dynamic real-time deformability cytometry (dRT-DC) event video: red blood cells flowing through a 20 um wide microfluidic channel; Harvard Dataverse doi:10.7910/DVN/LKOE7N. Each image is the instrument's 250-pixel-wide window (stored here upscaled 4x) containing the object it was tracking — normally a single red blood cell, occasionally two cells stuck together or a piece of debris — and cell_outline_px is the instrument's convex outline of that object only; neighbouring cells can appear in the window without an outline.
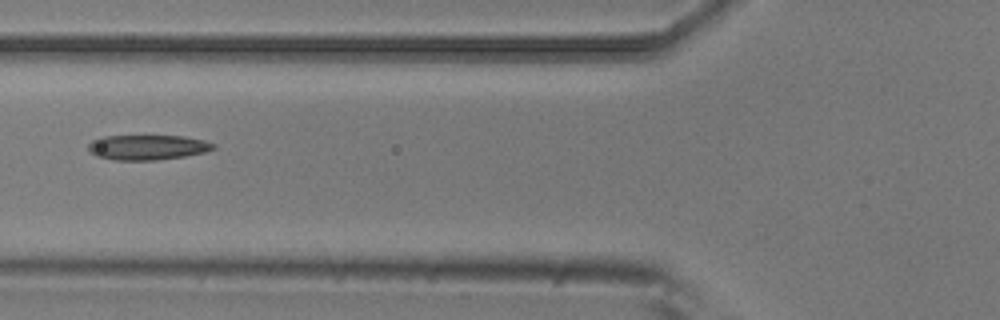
{"species": "common noctule bat (a hibernating species)", "species_latin": "Nyctalus noctula", "temperature_condition": "room temperature", "stored_images_in_passage": 6, "camera_frame_rate_fps": 3000, "um_per_image_px": 0.085, "animal": {"sex": "male", "body_mass_g": 20.5, "forearm_length_mm": 52.5}, "frame": {"image": 1, "passage_image": 6, "time_ms": 1.667, "image_size_px": [1000, 320], "cell_outline_px": [[216, 148], [204, 152], [184, 156], [156, 160], [116, 160], [96, 156], [88, 148], [88, 144], [92, 140], [100, 136], [184, 136], [204, 140], [216, 144]], "centroid_in_image_um": [12.54, 12.51], "position_along_channel_um": 113.3, "area_um2": 18.21}}